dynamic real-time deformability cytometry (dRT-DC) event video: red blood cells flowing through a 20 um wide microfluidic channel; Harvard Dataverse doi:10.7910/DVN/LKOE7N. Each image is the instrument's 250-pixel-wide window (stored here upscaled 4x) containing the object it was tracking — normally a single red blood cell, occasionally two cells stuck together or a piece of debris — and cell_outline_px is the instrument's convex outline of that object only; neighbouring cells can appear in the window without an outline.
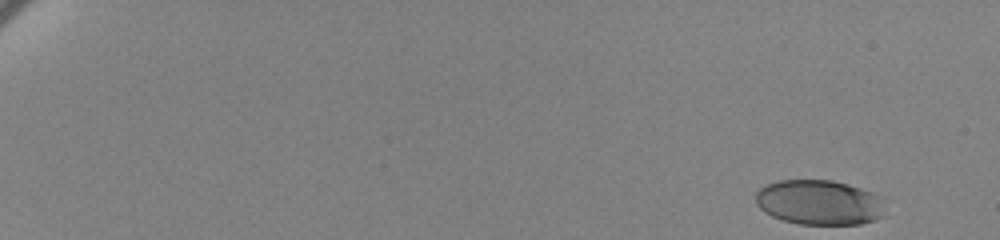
{"species": "human", "species_latin": "Homo sapiens", "temperature_condition": "cold", "stored_images_in_passage": 52, "camera_frame_rate_fps": 3000, "um_per_image_px": 0.085, "donor": {"sex": "female"}, "frame": {"image": 1, "passage_image": 1, "time_ms": 0.0, "image_size_px": [1000, 240], "cell_outline_px": [[884, 216], [860, 224], [800, 224], [784, 220], [772, 216], [760, 208], [756, 204], [756, 192], [760, 188], [768, 184], [780, 180], [832, 180], [848, 184], [884, 196]], "centroid_in_image_um": [69.68, 17.2], "position_along_channel_um": 15.3, "area_um2": 34.04}}
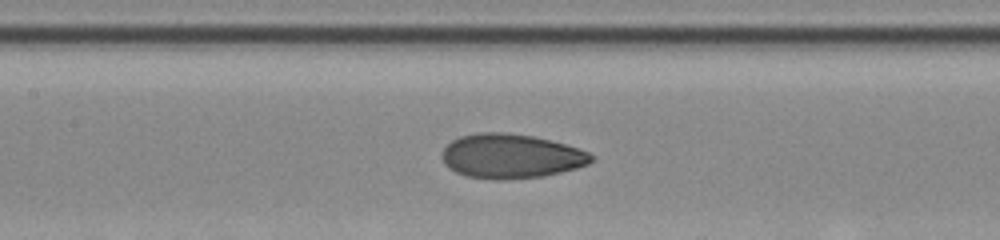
{"frame": {"image": 2, "passage_image": 30, "time_ms": 9.667, "image_size_px": [1000, 240], "cell_outline_px": [[596, 160], [588, 164], [576, 168], [544, 176], [500, 180], [496, 180], [468, 176], [456, 172], [448, 168], [444, 164], [440, 156], [440, 152], [452, 140], [460, 136], [480, 132], [504, 132], [532, 136], [552, 140], [580, 148], [596, 156]], "centroid_in_image_um": [43.44, 13.27], "position_along_channel_um": 164.0, "area_um2": 39.02}}
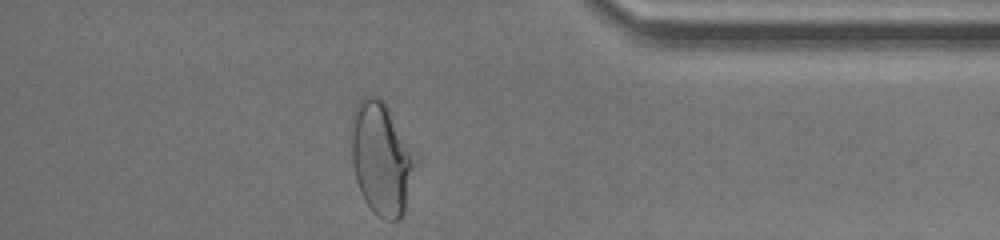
{"frame": {"image": 3, "passage_image": 52, "time_ms": 17.0, "image_size_px": [1000, 240], "cell_outline_px": [[420, 160], [404, 212], [400, 220], [384, 220], [364, 200], [360, 192], [356, 180], [352, 164], [352, 112], [356, 104], [364, 96], [380, 96], [384, 100], [420, 156]], "centroid_in_image_um": [32.5, 13.44], "position_along_channel_um": 402.7, "area_um2": 43.41}, "authors_computed_cell_mechanics": {"area_um2": 37.1076, "velocity_mm_per_s": 3.4511, "shape_relaxation_time_tau1_ms": 5.0295, "shape_relaxation_time_tau2_ms": 1.1379, "deformation_change_tau1": 0.1711, "deformation_change_tau2": 0.0541}}